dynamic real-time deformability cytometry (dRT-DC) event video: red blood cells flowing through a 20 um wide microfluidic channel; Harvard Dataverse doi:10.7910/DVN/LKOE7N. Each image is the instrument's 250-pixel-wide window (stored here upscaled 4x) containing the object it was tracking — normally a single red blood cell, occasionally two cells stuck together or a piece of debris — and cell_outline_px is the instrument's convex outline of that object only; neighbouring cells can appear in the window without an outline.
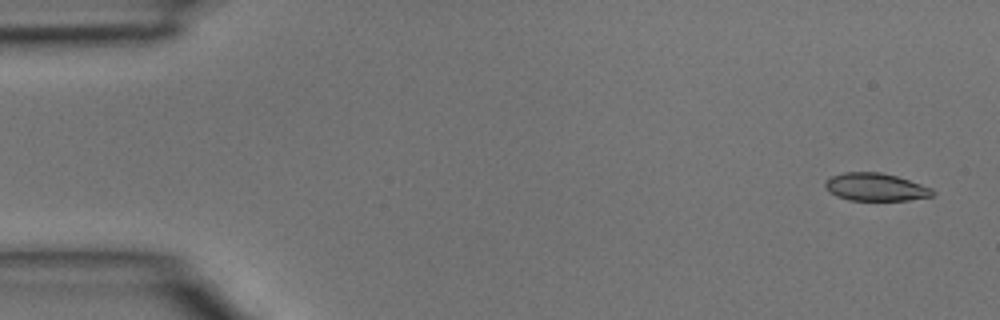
{"species": "common noctule bat (a hibernating species)", "species_latin": "Nyctalus noctula", "temperature_condition": "room temperature", "stored_images_in_passage": 4, "camera_frame_rate_fps": 3000, "um_per_image_px": 0.085, "animal": {"sex": "male", "body_mass_g": 15.6}, "frame": {"image": 1, "passage_image": 1, "time_ms": 0.0, "image_size_px": [1000, 320], "cell_outline_px": [[936, 192], [932, 196], [908, 200], [848, 200], [836, 196], [828, 192], [824, 184], [832, 176], [844, 172], [880, 172], [896, 176], [932, 188]], "centroid_in_image_um": [74.41, 15.9], "position_along_channel_um": 10.6, "area_um2": 17.28}}
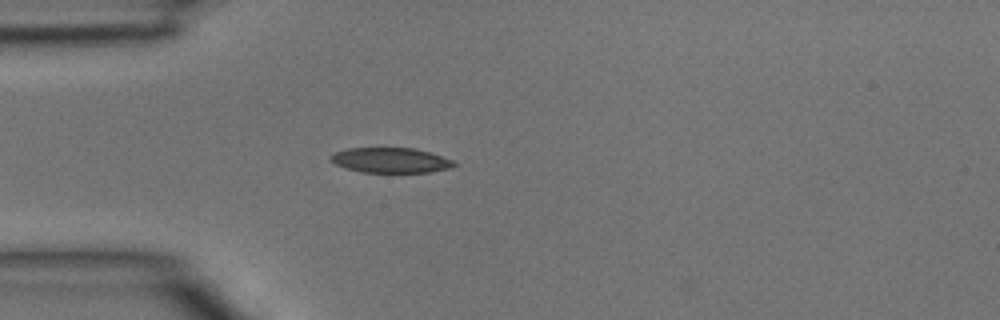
{"frame": {"image": 2, "passage_image": 4, "time_ms": 1.0, "image_size_px": [1000, 320], "cell_outline_px": [[456, 164], [448, 168], [432, 172], [360, 172], [336, 164], [328, 156], [336, 152], [348, 148], [412, 148], [428, 152], [452, 160]], "centroid_in_image_um": [33.18, 13.62], "position_along_channel_um": 51.8, "area_um2": 17.69}}